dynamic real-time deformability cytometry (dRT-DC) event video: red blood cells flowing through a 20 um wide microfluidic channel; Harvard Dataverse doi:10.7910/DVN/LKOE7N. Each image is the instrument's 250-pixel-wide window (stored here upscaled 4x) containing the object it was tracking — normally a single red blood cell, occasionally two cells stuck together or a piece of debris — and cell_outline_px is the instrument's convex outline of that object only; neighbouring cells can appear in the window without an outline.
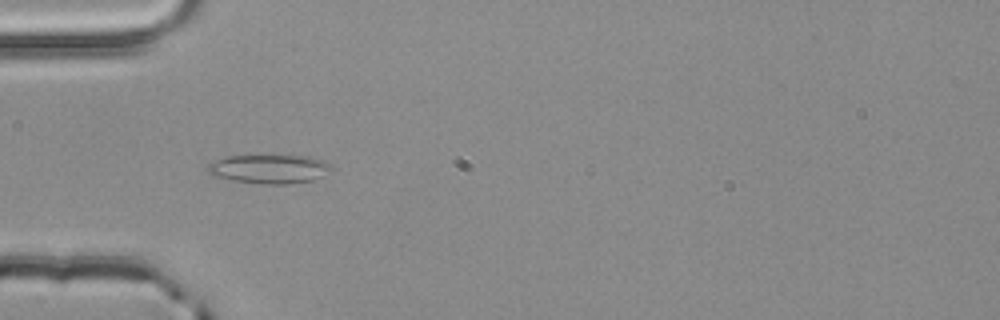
{"species": "common noctule bat (a hibernating species)", "species_latin": "Nyctalus noctula", "temperature_condition": "room temperature", "stored_images_in_passage": 4, "camera_frame_rate_fps": 3000, "um_per_image_px": 0.085, "animal": {"sex": "male", "body_mass_g": 20.4}, "frame": {"image": 1, "passage_image": 4, "time_ms": 1.0, "image_size_px": [1000, 320], "cell_outline_px": [[332, 168], [320, 176], [312, 180], [288, 184], [264, 184], [232, 180], [212, 176], [208, 172], [208, 164], [224, 156], [308, 156], [324, 160], [332, 164]], "centroid_in_image_um": [22.87, 14.36], "position_along_channel_um": 62.1, "area_um2": 20.69}}